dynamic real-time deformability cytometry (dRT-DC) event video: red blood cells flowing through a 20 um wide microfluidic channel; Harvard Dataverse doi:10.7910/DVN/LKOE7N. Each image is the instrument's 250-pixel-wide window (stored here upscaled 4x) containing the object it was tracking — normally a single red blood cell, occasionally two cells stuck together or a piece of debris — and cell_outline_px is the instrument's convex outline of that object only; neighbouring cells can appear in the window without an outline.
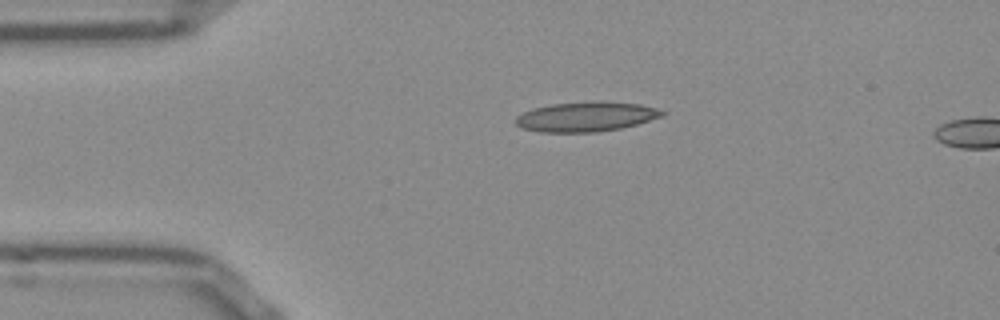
{"species": "Egyptian fruit bat (a non-hibernating species)", "species_latin": "Rousettus aegyptiacus", "temperature_condition": "room temperature", "stored_images_in_passage": 4, "camera_frame_rate_fps": 3000, "um_per_image_px": 0.085, "frame": {"image": 1, "passage_image": 1, "time_ms": 0.0, "image_size_px": [1000, 320], "cell_outline_px": [[668, 112], [664, 116], [636, 124], [620, 128], [596, 132], [540, 132], [520, 128], [516, 124], [516, 116], [532, 108], [552, 104], [640, 104], [656, 108]], "centroid_in_image_um": [49.78, 9.97], "position_along_channel_um": 35.2, "area_um2": 24.33}}